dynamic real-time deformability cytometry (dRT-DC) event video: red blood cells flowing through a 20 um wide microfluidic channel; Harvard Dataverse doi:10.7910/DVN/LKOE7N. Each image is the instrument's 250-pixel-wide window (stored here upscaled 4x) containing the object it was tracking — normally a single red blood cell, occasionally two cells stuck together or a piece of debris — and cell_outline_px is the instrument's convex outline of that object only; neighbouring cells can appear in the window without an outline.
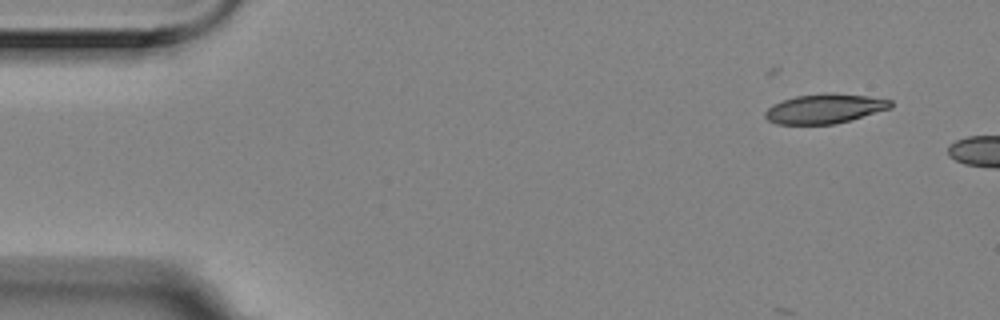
{"species": "Egyptian fruit bat (a non-hibernating species)", "species_latin": "Rousettus aegyptiacus", "temperature_condition": "room temperature", "stored_images_in_passage": 13, "camera_frame_rate_fps": 3000, "um_per_image_px": 0.085, "animal": {"sex": "female"}, "frame": {"image": 1, "passage_image": 1, "time_ms": 0.0, "image_size_px": [1000, 320], "cell_outline_px": [[892, 108], [836, 124], [776, 124], [768, 120], [764, 116], [764, 112], [772, 104], [796, 96], [824, 92], [832, 92], [868, 96], [892, 100]], "centroid_in_image_um": [70.1, 9.23], "position_along_channel_um": 14.9, "area_um2": 21.79}}
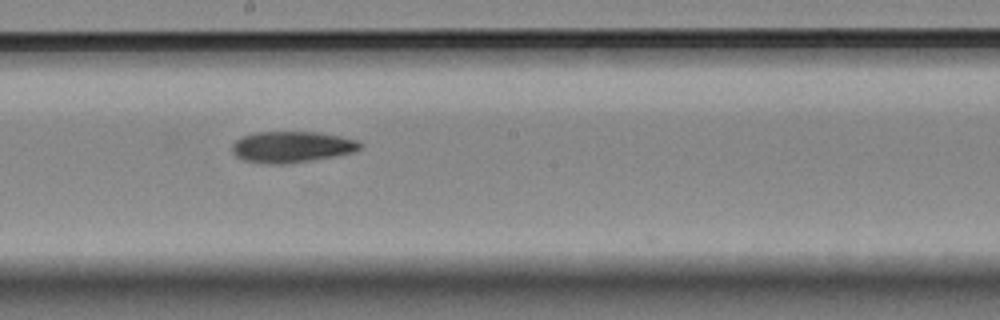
{"frame": {"image": 2, "passage_image": 8, "time_ms": 2.333, "image_size_px": [1000, 320], "cell_outline_px": [[364, 144], [356, 152], [336, 156], [288, 164], [268, 164], [244, 160], [236, 156], [232, 152], [232, 144], [236, 140], [244, 136], [256, 132], [316, 132], [340, 136], [356, 140]], "centroid_in_image_um": [24.82, 12.49], "position_along_channel_um": 223.4, "area_um2": 23.35}}
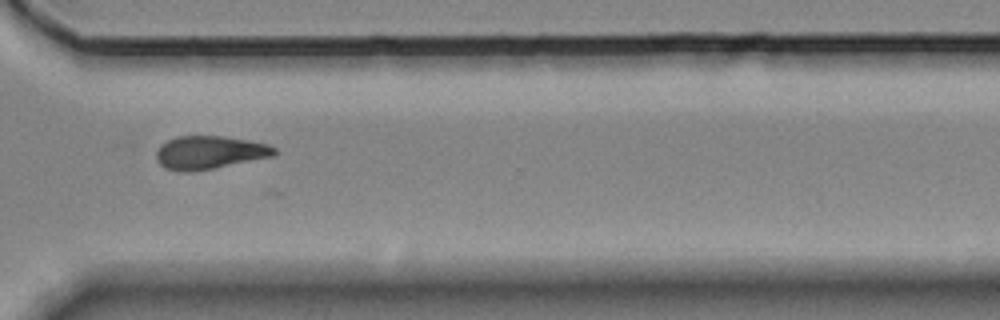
{"frame": {"image": 3, "passage_image": 11, "time_ms": 3.333, "image_size_px": [1000, 320], "cell_outline_px": [[276, 156], [212, 168], [188, 172], [180, 172], [164, 168], [156, 160], [156, 152], [160, 144], [176, 136], [220, 136], [248, 140], [268, 144], [276, 148]], "centroid_in_image_um": [17.79, 12.96], "position_along_channel_um": 352.8, "area_um2": 22.89}}